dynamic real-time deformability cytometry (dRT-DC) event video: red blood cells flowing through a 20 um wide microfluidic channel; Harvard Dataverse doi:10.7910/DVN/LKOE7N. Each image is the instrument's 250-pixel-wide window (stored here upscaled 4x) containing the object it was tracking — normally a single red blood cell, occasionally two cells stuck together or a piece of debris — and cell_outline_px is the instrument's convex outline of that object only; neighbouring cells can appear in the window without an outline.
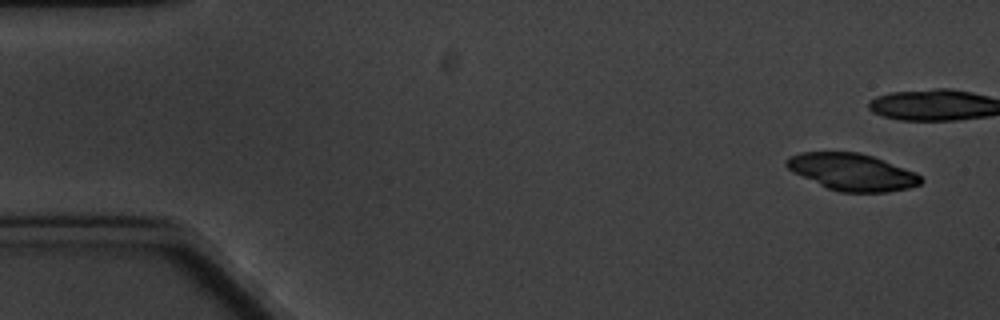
{"species": "common noctule bat (a hibernating species)", "species_latin": "Nyctalus noctula", "temperature_condition": "cold", "stored_images_in_passage": 12, "camera_frame_rate_fps": 3000, "um_per_image_px": 0.085, "animal": {"sex": "male", "body_mass_g": 20.1, "forearm_length_mm": 53.5}, "frame": {"image": 1, "passage_image": 1, "time_ms": 0.0, "image_size_px": [1000, 320], "cell_outline_px": [[924, 180], [920, 184], [908, 188], [888, 192], [840, 192], [828, 188], [792, 172], [784, 164], [784, 160], [788, 156], [800, 152], [860, 152], [872, 156], [916, 172]], "centroid_in_image_um": [72.41, 14.61], "position_along_channel_um": 12.6, "area_um2": 28.96}}
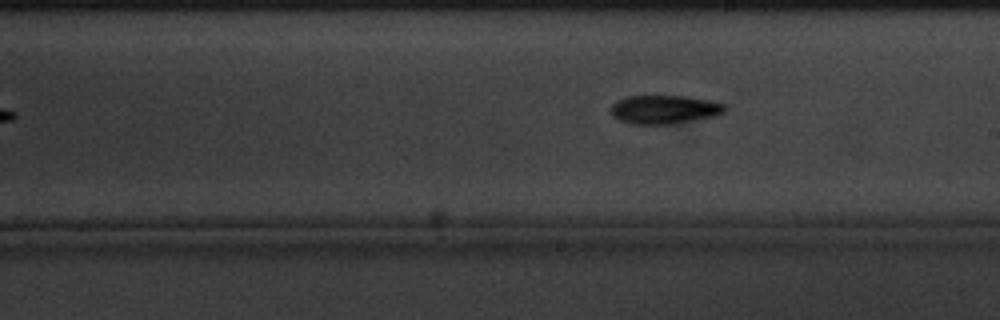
{"frame": {"image": 2, "passage_image": 12, "time_ms": 13.333, "image_size_px": [1000, 320], "cell_outline_px": [[728, 108], [724, 112], [716, 116], [672, 124], [632, 124], [620, 120], [612, 116], [612, 104], [616, 100], [628, 96], [688, 96], [712, 100], [728, 104]], "centroid_in_image_um": [56.54, 9.3], "position_along_channel_um": 232.5, "area_um2": 19.31}}